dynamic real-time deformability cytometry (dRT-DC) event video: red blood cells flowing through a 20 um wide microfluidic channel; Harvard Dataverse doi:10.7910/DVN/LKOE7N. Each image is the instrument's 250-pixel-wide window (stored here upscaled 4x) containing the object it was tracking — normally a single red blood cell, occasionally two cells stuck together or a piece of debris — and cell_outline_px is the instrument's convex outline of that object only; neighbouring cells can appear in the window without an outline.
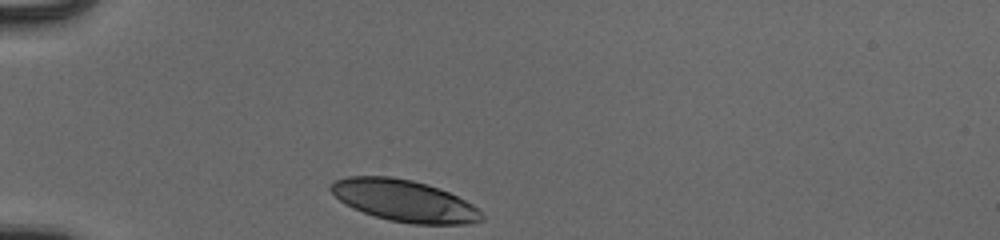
{"species": "human", "species_latin": "Homo sapiens", "temperature_condition": "cold", "stored_images_in_passage": 30, "camera_frame_rate_fps": 3000, "um_per_image_px": 0.085, "donor": {"sex": "male"}, "frame": {"image": 1, "passage_image": 1, "time_ms": 0.0, "image_size_px": [1000, 240], "cell_outline_px": [[484, 220], [468, 224], [412, 224], [388, 220], [352, 208], [344, 204], [328, 188], [336, 180], [348, 176], [388, 176], [412, 180], [428, 184], [440, 188], [472, 204], [484, 216]], "centroid_in_image_um": [34.36, 17.06], "position_along_channel_um": 50.6, "area_um2": 36.53}}
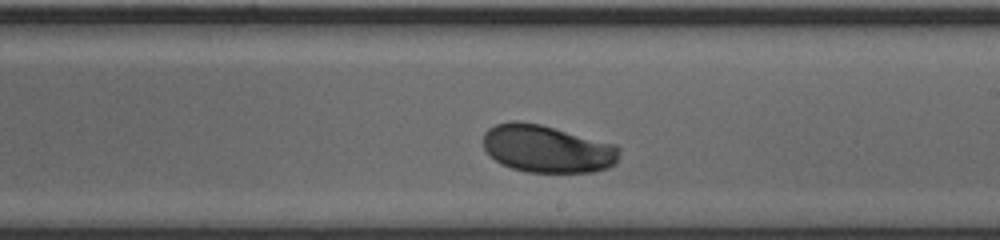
{"frame": {"image": 2, "passage_image": 18, "time_ms": 5.667, "image_size_px": [1000, 240], "cell_outline_px": [[620, 156], [616, 164], [608, 168], [592, 172], [528, 172], [512, 168], [500, 164], [484, 148], [484, 132], [488, 128], [496, 124], [512, 120], [516, 120], [540, 124], [616, 144], [620, 148]], "centroid_in_image_um": [46.54, 12.64], "position_along_channel_um": 242.5, "area_um2": 37.92}}
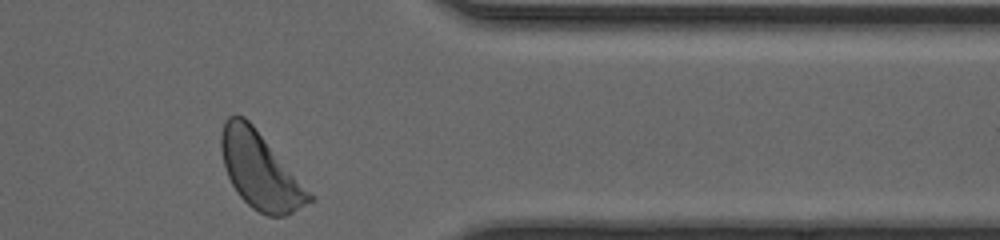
{"frame": {"image": 3, "passage_image": 30, "time_ms": 9.667, "image_size_px": [1000, 240], "cell_outline_px": [[316, 200], [284, 216], [268, 216], [252, 208], [240, 196], [232, 184], [224, 168], [220, 148], [220, 136], [224, 124], [228, 116], [244, 116], [252, 124], [316, 196]], "centroid_in_image_um": [22.15, 14.52], "position_along_channel_um": 389.3, "area_um2": 39.25}, "authors_computed_cell_mechanics": {"area_um2": 37.57, "velocity_mm_per_s": 3.8912, "shape_relaxation_time_tau1_ms": 1.8461, "shape_relaxation_time_tau2_ms": null, "deformation_change_tau1": 0.1122, "deformation_change_tau2": null}}